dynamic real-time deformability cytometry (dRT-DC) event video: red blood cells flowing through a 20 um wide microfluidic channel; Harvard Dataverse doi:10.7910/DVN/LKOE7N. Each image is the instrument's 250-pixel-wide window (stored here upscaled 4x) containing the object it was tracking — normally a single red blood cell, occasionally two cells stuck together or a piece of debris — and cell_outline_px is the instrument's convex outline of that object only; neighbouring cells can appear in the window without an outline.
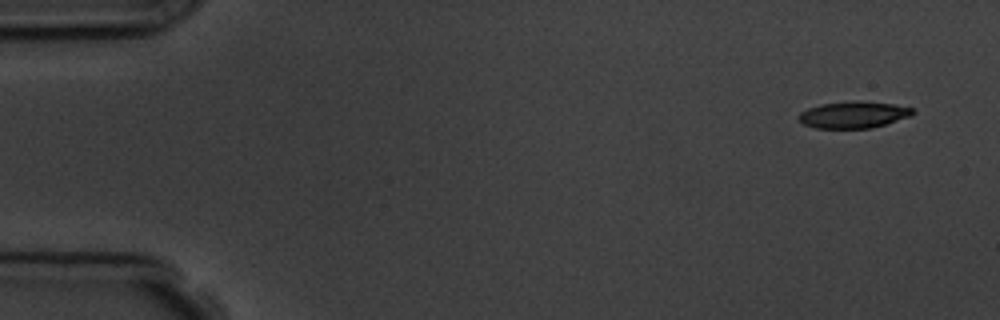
{"species": "common noctule bat (a hibernating species)", "species_latin": "Nyctalus noctula", "temperature_condition": "room temperature", "stored_images_in_passage": 4, "camera_frame_rate_fps": 3000, "um_per_image_px": 0.085, "animal": {"sex": "male", "body_mass_g": 19.5, "forearm_length_mm": 54.6}, "frame": {"image": 1, "passage_image": 1, "time_ms": 0.0, "image_size_px": [1000, 320], "cell_outline_px": [[916, 112], [912, 116], [872, 128], [816, 128], [804, 124], [796, 116], [800, 112], [808, 108], [820, 104], [892, 104], [916, 108]], "centroid_in_image_um": [72.57, 9.81], "position_along_channel_um": 12.4, "area_um2": 16.88}}